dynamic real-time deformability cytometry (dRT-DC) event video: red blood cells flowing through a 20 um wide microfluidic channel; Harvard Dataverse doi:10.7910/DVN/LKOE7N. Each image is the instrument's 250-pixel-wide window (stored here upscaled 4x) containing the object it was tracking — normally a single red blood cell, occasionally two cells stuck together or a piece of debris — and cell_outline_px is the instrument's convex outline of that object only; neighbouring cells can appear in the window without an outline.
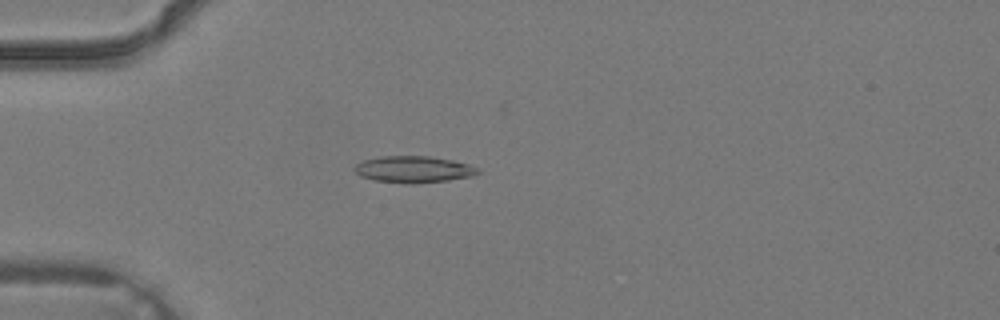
{"species": "common noctule bat (a hibernating species)", "species_latin": "Nyctalus noctula", "temperature_condition": "warm", "stored_images_in_passage": 3, "camera_frame_rate_fps": 3000, "um_per_image_px": 0.085, "animal": {"sex": "male", "body_mass_g": 19.2, "forearm_length_mm": 51.8}, "frame": {"image": 1, "passage_image": 3, "time_ms": 0.667, "image_size_px": [1000, 320], "cell_outline_px": [[480, 172], [472, 176], [448, 180], [412, 184], [404, 184], [376, 180], [360, 176], [352, 168], [356, 164], [364, 160], [380, 156], [428, 156], [452, 160], [468, 164], [480, 168]], "centroid_in_image_um": [35.15, 14.4], "position_along_channel_um": 49.8, "area_um2": 19.19}}